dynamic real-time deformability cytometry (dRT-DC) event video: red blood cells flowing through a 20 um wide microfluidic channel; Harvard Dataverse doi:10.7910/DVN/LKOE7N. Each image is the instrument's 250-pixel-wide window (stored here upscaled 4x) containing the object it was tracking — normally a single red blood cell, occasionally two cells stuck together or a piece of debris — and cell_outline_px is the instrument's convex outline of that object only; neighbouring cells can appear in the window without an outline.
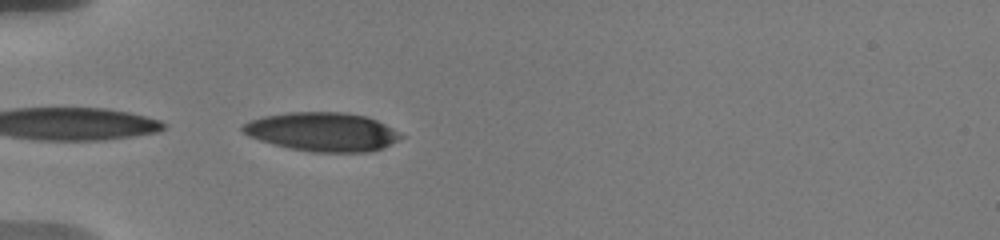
{"species": "human", "species_latin": "Homo sapiens", "temperature_condition": "warm", "stored_images_in_passage": 9, "camera_frame_rate_fps": 3000, "um_per_image_px": 0.085, "donor": {"sex": "male"}, "frame": {"image": 1, "passage_image": 1, "time_ms": 0.0, "image_size_px": [1000, 240], "cell_outline_px": [[404, 136], [384, 148], [372, 152], [312, 152], [288, 148], [272, 144], [248, 136], [240, 128], [240, 124], [264, 116], [288, 112], [344, 112], [364, 116], [376, 120], [400, 132]], "centroid_in_image_um": [27.39, 11.21], "position_along_channel_um": 57.6, "area_um2": 35.89}}
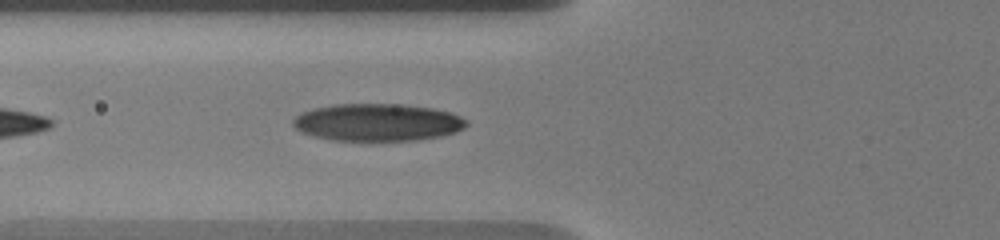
{"frame": {"image": 2, "passage_image": 7, "time_ms": 1.333, "image_size_px": [1000, 240], "cell_outline_px": [[468, 124], [464, 128], [456, 132], [440, 136], [416, 140], [332, 140], [300, 132], [292, 124], [292, 120], [296, 116], [312, 108], [332, 104], [404, 104], [432, 108], [452, 112], [468, 120]], "centroid_in_image_um": [32.11, 10.39], "position_along_channel_um": 93.7, "area_um2": 37.86}}